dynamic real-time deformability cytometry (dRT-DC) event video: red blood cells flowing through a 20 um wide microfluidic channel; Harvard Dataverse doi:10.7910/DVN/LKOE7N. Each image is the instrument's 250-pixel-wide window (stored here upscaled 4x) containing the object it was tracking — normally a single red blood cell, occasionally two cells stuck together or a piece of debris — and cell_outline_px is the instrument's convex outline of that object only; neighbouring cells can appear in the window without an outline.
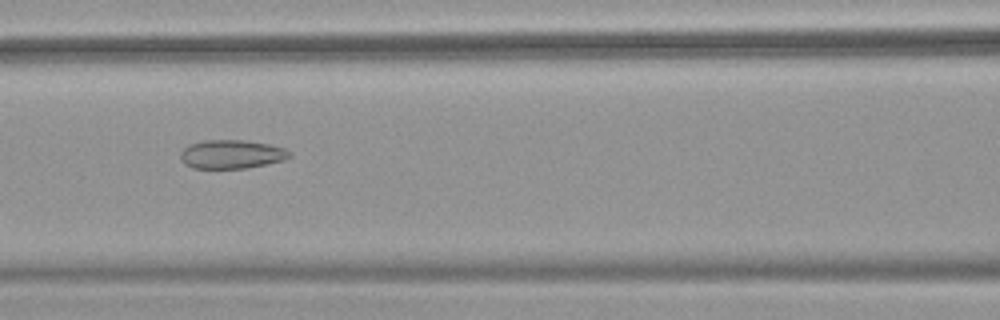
{"species": "common noctule bat (a hibernating species)", "species_latin": "Nyctalus noctula", "temperature_condition": "warm", "stored_images_in_passage": 50, "camera_frame_rate_fps": 3000, "um_per_image_px": 0.085, "animal": {"sex": "female", "body_mass_g": 18.4}, "frame": {"image": 1, "passage_image": 21, "time_ms": 6.667, "image_size_px": [1000, 320], "cell_outline_px": [[292, 156], [284, 160], [244, 168], [192, 168], [184, 164], [180, 156], [180, 152], [188, 144], [204, 140], [244, 140], [268, 144], [284, 148], [292, 152]], "centroid_in_image_um": [19.67, 13.1], "position_along_channel_um": 146.9, "area_um2": 18.26}}
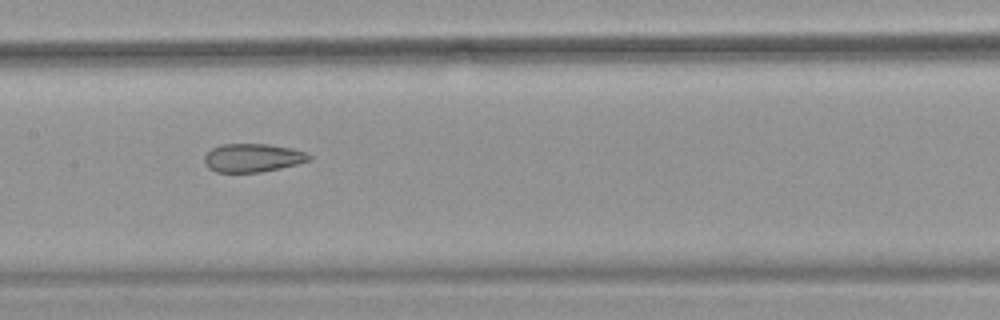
{"frame": {"image": 2, "passage_image": 24, "time_ms": 7.667, "image_size_px": [1000, 320], "cell_outline_px": [[312, 160], [280, 168], [260, 172], [216, 172], [208, 168], [204, 164], [204, 156], [212, 148], [224, 144], [268, 144], [288, 148], [304, 152], [312, 156]], "centroid_in_image_um": [21.45, 13.42], "position_along_channel_um": 185.9, "area_um2": 17.22}}
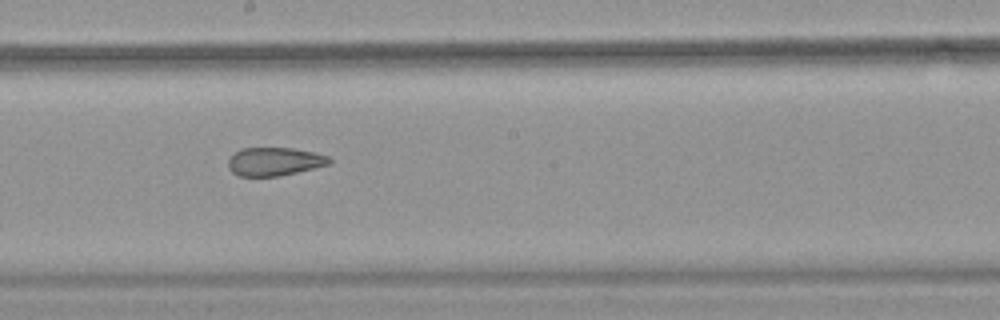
{"frame": {"image": 3, "passage_image": 27, "time_ms": 8.667, "image_size_px": [1000, 320], "cell_outline_px": [[332, 164], [280, 176], [240, 176], [232, 172], [228, 168], [228, 160], [240, 148], [292, 148], [312, 152], [328, 156], [332, 160]], "centroid_in_image_um": [23.35, 13.73], "position_along_channel_um": 224.9, "area_um2": 16.7}, "authors_computed_cell_mechanics": {"area_um2": 21.5305, "velocity_mm_per_s": 3.9247, "shape_relaxation_time_tau1_ms": null, "shape_relaxation_time_tau2_ms": 2.2844, "deformation_change_tau1": null, "deformation_change_tau2": 0.1021}}